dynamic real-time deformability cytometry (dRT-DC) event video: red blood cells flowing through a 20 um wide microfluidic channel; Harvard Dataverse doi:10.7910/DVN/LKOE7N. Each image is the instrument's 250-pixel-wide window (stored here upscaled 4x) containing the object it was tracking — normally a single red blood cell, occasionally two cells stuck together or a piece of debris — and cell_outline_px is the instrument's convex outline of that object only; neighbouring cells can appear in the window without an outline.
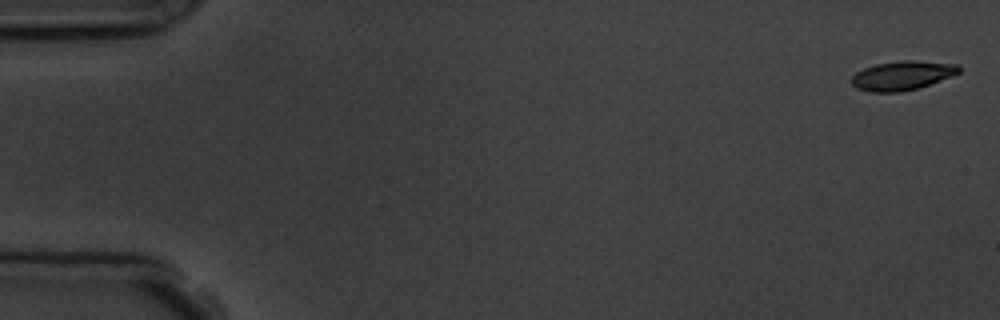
{"species": "common noctule bat (a hibernating species)", "species_latin": "Nyctalus noctula", "temperature_condition": "room temperature", "stored_images_in_passage": 6, "segment_of_instrument_passage": [1, 2], "camera_frame_rate_fps": 3000, "um_per_image_px": 0.085, "animal": {"sex": "male", "body_mass_g": 19.5, "forearm_length_mm": 54.6}, "frame": {"image": 1, "passage_image": 1, "time_ms": 0.0, "image_size_px": [1000, 320], "cell_outline_px": [[960, 72], [952, 76], [920, 88], [900, 92], [868, 92], [856, 88], [852, 84], [852, 76], [856, 72], [864, 68], [876, 64], [900, 60], [916, 60], [960, 64]], "centroid_in_image_um": [76.71, 6.42], "position_along_channel_um": 8.3, "area_um2": 18.5}}
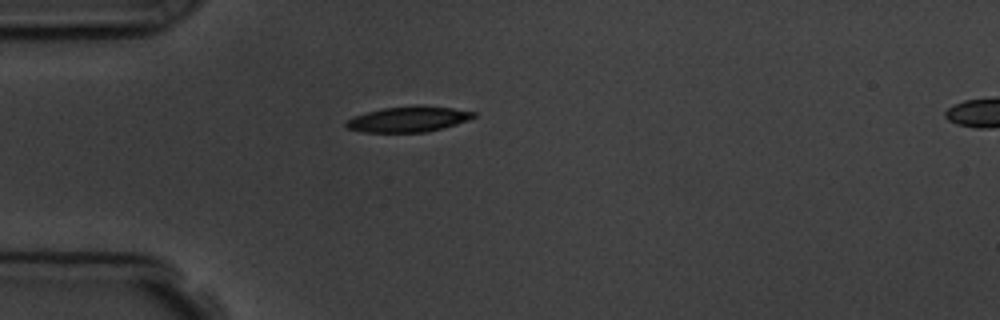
{"frame": {"image": 2, "passage_image": 5, "time_ms": 4.667, "image_size_px": [1000, 320], "cell_outline_px": [[476, 116], [468, 120], [444, 128], [424, 132], [364, 132], [348, 128], [344, 124], [352, 116], [384, 108], [416, 104], [420, 104], [452, 108], [476, 112]], "centroid_in_image_um": [34.74, 10.11], "position_along_channel_um": 50.3, "area_um2": 19.07}}